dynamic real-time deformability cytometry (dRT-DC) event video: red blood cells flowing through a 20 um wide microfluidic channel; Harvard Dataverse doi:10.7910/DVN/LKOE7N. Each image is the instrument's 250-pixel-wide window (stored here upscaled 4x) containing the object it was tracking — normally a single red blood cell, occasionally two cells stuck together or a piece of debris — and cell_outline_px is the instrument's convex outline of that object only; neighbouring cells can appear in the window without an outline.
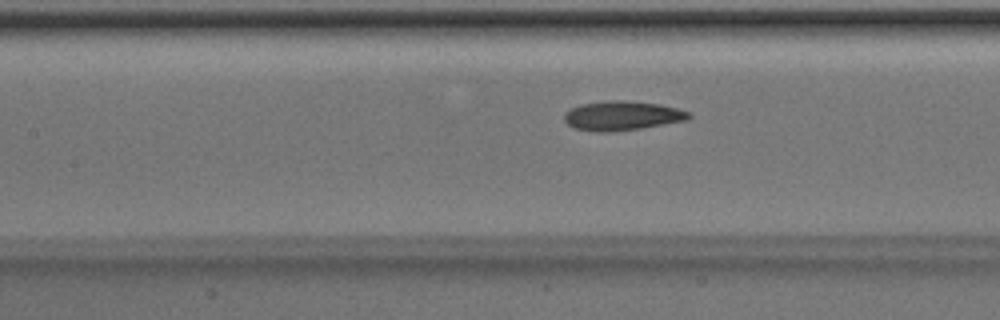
{"species": "Egyptian fruit bat (a non-hibernating species)", "species_latin": "Rousettus aegyptiacus", "temperature_condition": "room temperature", "stored_images_in_passage": 29, "camera_frame_rate_fps": 3000, "um_per_image_px": 0.085, "animal": {"sex": "male"}, "frame": {"image": 1, "passage_image": 8, "time_ms": 2.333, "image_size_px": [1000, 320], "cell_outline_px": [[692, 116], [688, 120], [640, 128], [612, 132], [592, 132], [572, 128], [564, 120], [564, 112], [580, 104], [608, 100], [624, 100], [660, 104], [676, 108], [688, 112]], "centroid_in_image_um": [52.84, 9.84], "position_along_channel_um": 154.6, "area_um2": 21.44}}
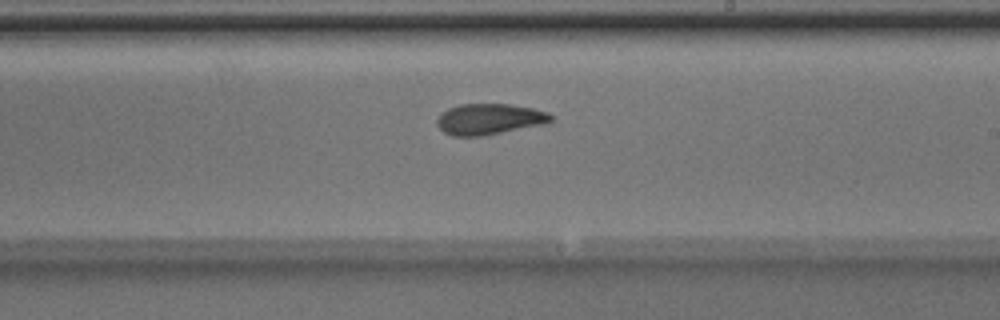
{"frame": {"image": 2, "passage_image": 15, "time_ms": 4.667, "image_size_px": [1000, 320], "cell_outline_px": [[552, 120], [548, 124], [480, 136], [452, 136], [444, 132], [436, 124], [436, 120], [440, 112], [448, 108], [460, 104], [508, 104], [532, 108], [548, 112], [552, 116]], "centroid_in_image_um": [41.58, 10.12], "position_along_channel_um": 247.4, "area_um2": 20.69}}
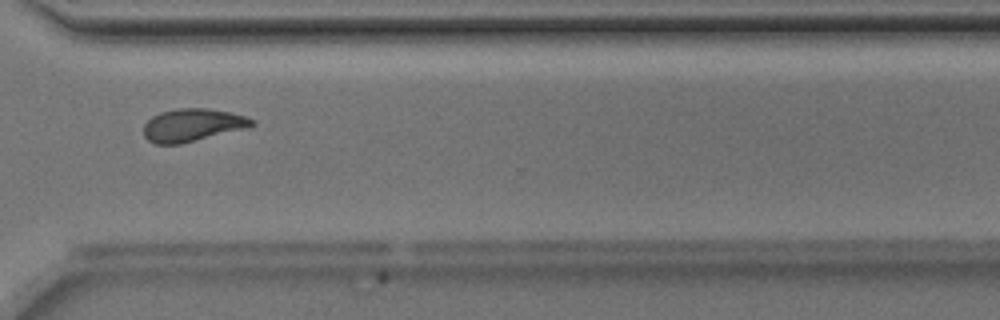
{"frame": {"image": 3, "passage_image": 23, "time_ms": 7.333, "image_size_px": [1000, 320], "cell_outline_px": [[256, 124], [248, 128], [180, 144], [156, 144], [148, 140], [144, 136], [144, 124], [152, 116], [160, 112], [180, 108], [204, 108], [228, 112], [244, 116], [256, 120]], "centroid_in_image_um": [16.37, 10.64], "position_along_channel_um": 354.2, "area_um2": 20.63}, "authors_computed_cell_mechanics": {"area_um2": 20.6346, "velocity_mm_per_s": 3.9975, "shape_relaxation_time_tau1_ms": 5.5955, "shape_relaxation_time_tau2_ms": 2.9912, "deformation_change_tau1": 0.1464, "deformation_change_tau2": 0.0807}}